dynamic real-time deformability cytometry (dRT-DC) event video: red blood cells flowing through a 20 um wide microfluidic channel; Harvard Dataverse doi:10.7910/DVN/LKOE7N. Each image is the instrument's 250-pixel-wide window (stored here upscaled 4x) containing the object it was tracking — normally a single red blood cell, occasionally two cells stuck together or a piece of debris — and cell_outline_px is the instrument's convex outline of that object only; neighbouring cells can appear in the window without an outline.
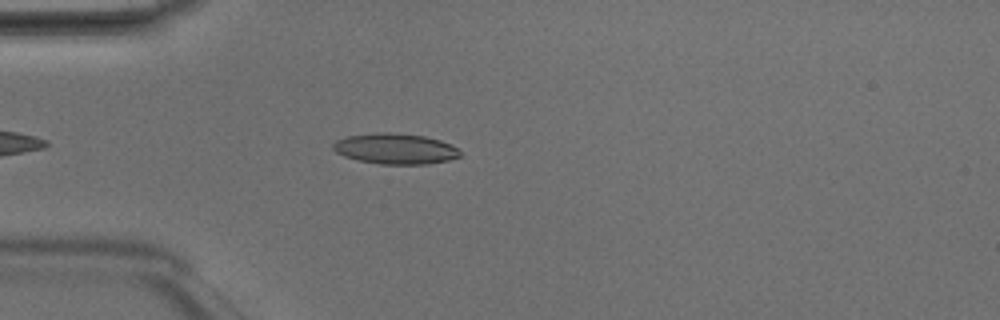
{"species": "Egyptian fruit bat (a non-hibernating species)", "species_latin": "Rousettus aegyptiacus", "temperature_condition": "room temperature", "stored_images_in_passage": 41, "camera_frame_rate_fps": 3000, "um_per_image_px": 0.085, "animal": {"sex": "male"}, "frame": {"image": 1, "passage_image": 6, "time_ms": 1.667, "image_size_px": [1000, 320], "cell_outline_px": [[460, 156], [448, 160], [428, 164], [380, 164], [360, 160], [344, 156], [336, 152], [332, 148], [332, 144], [336, 140], [348, 136], [376, 132], [388, 132], [424, 136], [440, 140], [452, 144], [460, 152]], "centroid_in_image_um": [33.59, 12.64], "position_along_channel_um": 51.4, "area_um2": 22.6}}
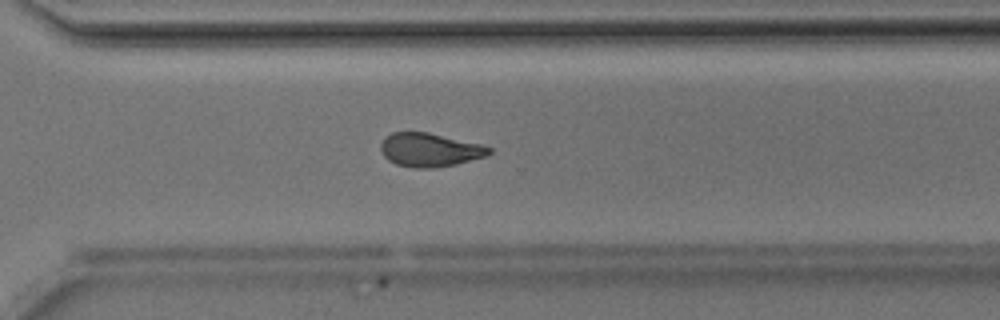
{"frame": {"image": 2, "passage_image": 27, "time_ms": 8.667, "image_size_px": [1000, 320], "cell_outline_px": [[492, 152], [488, 156], [456, 164], [432, 168], [416, 168], [396, 164], [388, 160], [380, 152], [380, 144], [392, 132], [428, 132], [484, 144], [492, 148]], "centroid_in_image_um": [36.57, 12.74], "position_along_channel_um": 334.0, "area_um2": 21.44}}
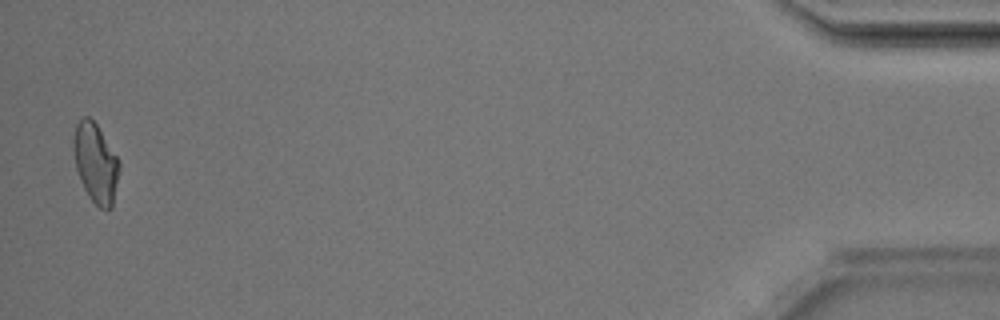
{"frame": {"image": 3, "passage_image": 40, "time_ms": 13.0, "image_size_px": [1000, 320], "cell_outline_px": [[120, 168], [112, 208], [108, 212], [100, 208], [88, 196], [80, 180], [76, 168], [72, 144], [72, 140], [76, 124], [84, 116], [88, 116], [96, 124], [116, 156], [120, 164]], "centroid_in_image_um": [8.12, 13.89], "position_along_channel_um": 427.1, "area_um2": 21.1}, "authors_computed_cell_mechanics": {"area_um2": 21.5016, "velocity_mm_per_s": 4.1988, "shape_relaxation_time_tau1_ms": 4.4072, "shape_relaxation_time_tau2_ms": 2.5844, "deformation_change_tau1": 0.1416, "deformation_change_tau2": 0.0848}}